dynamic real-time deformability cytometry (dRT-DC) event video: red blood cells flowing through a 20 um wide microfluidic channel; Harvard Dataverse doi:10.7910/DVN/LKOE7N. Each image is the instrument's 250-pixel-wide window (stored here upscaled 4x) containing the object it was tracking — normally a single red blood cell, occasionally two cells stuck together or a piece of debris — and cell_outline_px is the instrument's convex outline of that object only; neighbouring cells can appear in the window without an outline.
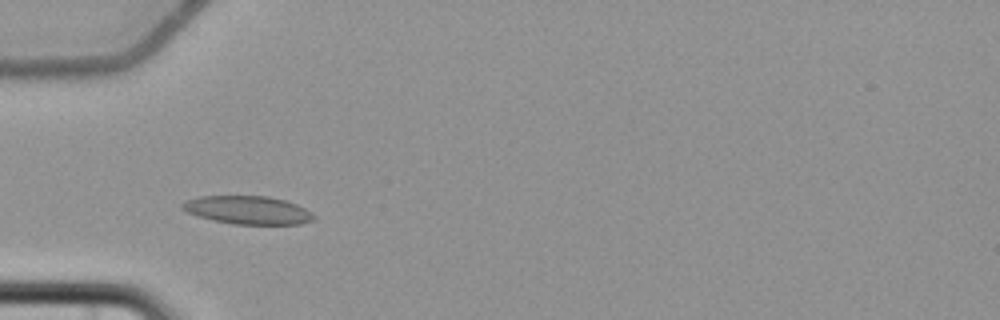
{"species": "common noctule bat (a hibernating species)", "species_latin": "Nyctalus noctula", "temperature_condition": "cold", "stored_images_in_passage": 3, "camera_frame_rate_fps": 3000, "um_per_image_px": 0.085, "animal": {"sex": "female", "body_mass_g": 22.7, "forearm_length_mm": 54.2}, "frame": {"image": 1, "passage_image": 2, "time_ms": 1.333, "image_size_px": [1000, 320], "cell_outline_px": [[316, 216], [312, 220], [300, 224], [232, 224], [212, 220], [188, 212], [180, 208], [180, 204], [184, 200], [200, 196], [268, 196], [284, 200], [296, 204], [312, 212]], "centroid_in_image_um": [21.04, 17.85], "position_along_channel_um": 64.0, "area_um2": 21.62}}
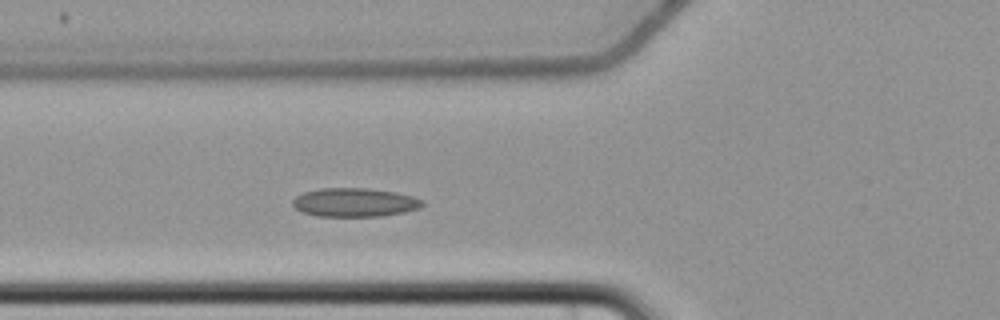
{"frame": {"image": 2, "passage_image": 3, "time_ms": 2.333, "image_size_px": [1000, 320], "cell_outline_px": [[424, 204], [420, 208], [404, 212], [380, 216], [316, 216], [304, 212], [296, 208], [292, 204], [292, 200], [296, 196], [304, 192], [320, 188], [368, 188], [396, 192], [412, 196], [424, 200]], "centroid_in_image_um": [30.16, 17.2], "position_along_channel_um": 95.6, "area_um2": 21.73}}